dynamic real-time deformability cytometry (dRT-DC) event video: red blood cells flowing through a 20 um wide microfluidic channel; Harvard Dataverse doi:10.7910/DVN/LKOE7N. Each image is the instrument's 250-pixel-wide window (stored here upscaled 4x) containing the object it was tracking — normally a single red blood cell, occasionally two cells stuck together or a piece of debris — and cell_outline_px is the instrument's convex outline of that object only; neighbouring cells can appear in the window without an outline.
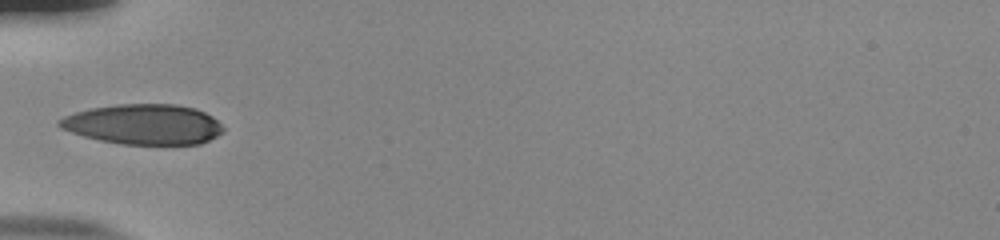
{"species": "human", "species_latin": "Homo sapiens", "temperature_condition": "room temperature", "stored_images_in_passage": 19, "camera_frame_rate_fps": 3000, "um_per_image_px": 0.085, "donor": {"sex": "male"}, "frame": {"image": 1, "passage_image": 1, "time_ms": 0.0, "image_size_px": [1000, 240], "cell_outline_px": [[224, 132], [200, 144], [124, 144], [100, 140], [84, 136], [60, 128], [56, 124], [56, 120], [64, 116], [76, 112], [92, 108], [116, 104], [176, 104], [196, 108], [212, 116], [224, 128]], "centroid_in_image_um": [12.2, 10.56], "position_along_channel_um": 72.8, "area_um2": 38.38}}
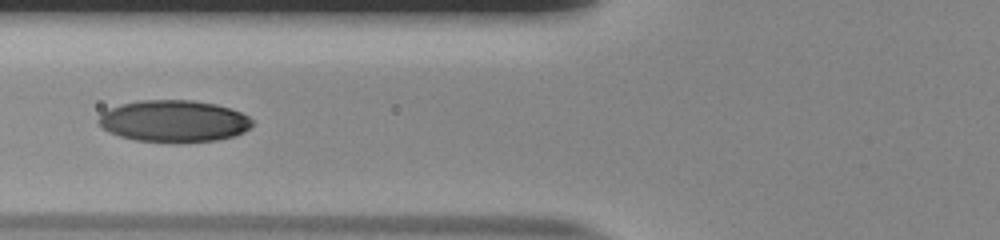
{"frame": {"image": 2, "passage_image": 4, "time_ms": 1.0, "image_size_px": [1000, 240], "cell_outline_px": [[252, 124], [244, 132], [236, 136], [216, 140], [136, 140], [120, 136], [108, 132], [96, 120], [104, 112], [120, 104], [140, 100], [192, 100], [216, 104], [232, 108], [248, 116], [252, 120]], "centroid_in_image_um": [14.79, 10.26], "position_along_channel_um": 111.0, "area_um2": 36.7}}